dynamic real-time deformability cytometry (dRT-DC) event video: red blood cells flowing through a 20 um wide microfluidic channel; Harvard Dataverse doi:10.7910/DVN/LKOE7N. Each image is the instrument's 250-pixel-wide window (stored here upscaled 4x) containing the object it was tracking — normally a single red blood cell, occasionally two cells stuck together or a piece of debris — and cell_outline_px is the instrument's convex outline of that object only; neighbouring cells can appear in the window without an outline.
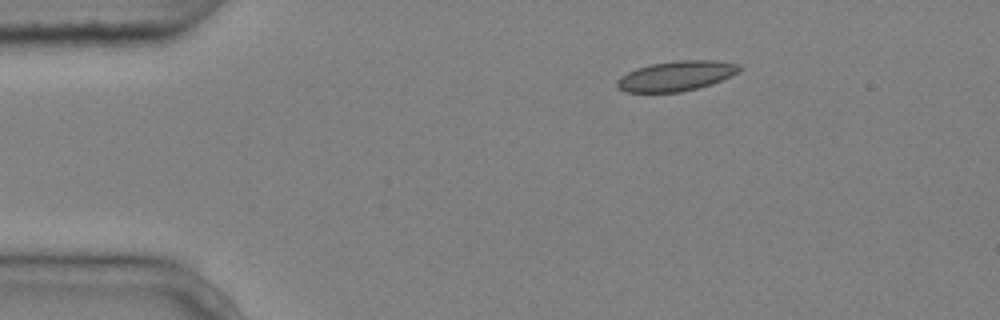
{"species": "common noctule bat (a hibernating species)", "species_latin": "Nyctalus noctula", "temperature_condition": "cold", "stored_images_in_passage": 5, "camera_frame_rate_fps": 3000, "um_per_image_px": 0.085, "animal": {"sex": "male", "body_mass_g": 20.4}, "frame": {"image": 1, "passage_image": 5, "time_ms": 1.333, "image_size_px": [1000, 320], "cell_outline_px": [[740, 68], [732, 76], [712, 84], [680, 92], [624, 92], [616, 84], [616, 80], [620, 76], [636, 68], [652, 64], [676, 60], [716, 60], [740, 64]], "centroid_in_image_um": [57.47, 6.45], "position_along_channel_um": 27.5, "area_um2": 21.33}}